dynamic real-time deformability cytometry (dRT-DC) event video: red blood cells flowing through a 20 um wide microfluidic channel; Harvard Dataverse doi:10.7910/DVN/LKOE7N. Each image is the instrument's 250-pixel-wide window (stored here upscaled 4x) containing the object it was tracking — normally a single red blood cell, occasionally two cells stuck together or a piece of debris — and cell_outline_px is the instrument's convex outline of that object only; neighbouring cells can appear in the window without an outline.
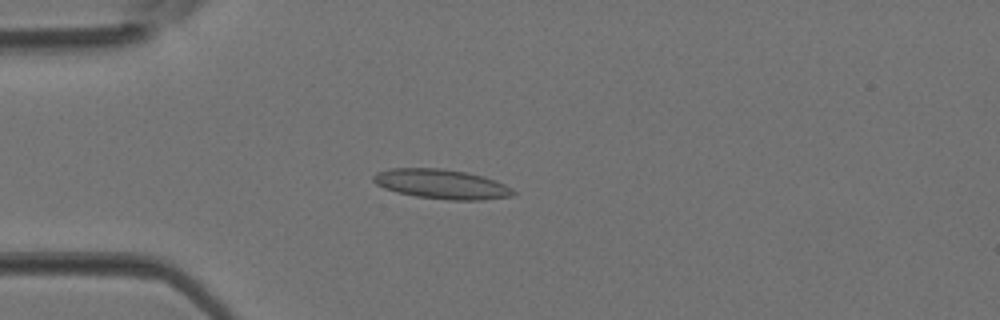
{"species": "Egyptian fruit bat (a non-hibernating species)", "species_latin": "Rousettus aegyptiacus", "temperature_condition": "room temperature", "stored_images_in_passage": 2, "camera_frame_rate_fps": 3000, "um_per_image_px": 0.085, "animal": {"sex": "female"}, "frame": {"image": 1, "passage_image": 2, "time_ms": 0.333, "image_size_px": [1000, 320], "cell_outline_px": [[516, 192], [512, 196], [484, 200], [448, 200], [416, 196], [396, 192], [384, 188], [376, 184], [372, 180], [372, 176], [376, 172], [388, 168], [444, 168], [484, 176], [496, 180], [512, 188]], "centroid_in_image_um": [37.52, 15.64], "position_along_channel_um": 47.5, "area_um2": 24.33}}